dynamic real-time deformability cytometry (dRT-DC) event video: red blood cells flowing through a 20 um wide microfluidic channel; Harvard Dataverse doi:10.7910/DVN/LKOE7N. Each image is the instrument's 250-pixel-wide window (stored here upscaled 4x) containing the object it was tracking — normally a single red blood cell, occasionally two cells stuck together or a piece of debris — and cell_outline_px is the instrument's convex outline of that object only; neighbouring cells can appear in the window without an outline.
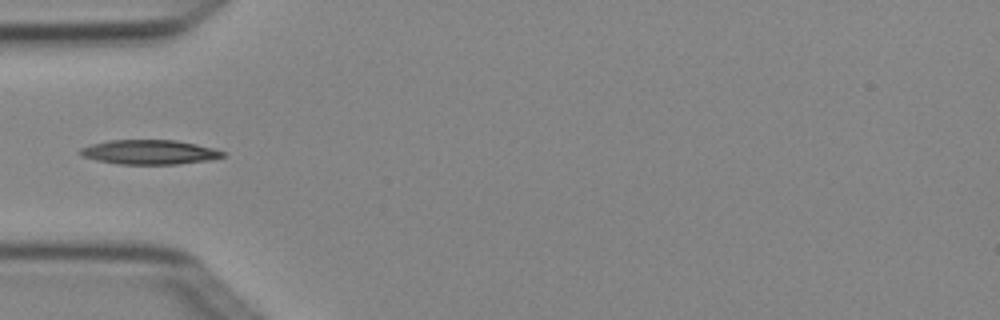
{"species": "Egyptian fruit bat (a non-hibernating species)", "species_latin": "Rousettus aegyptiacus", "temperature_condition": "cold", "stored_images_in_passage": 3, "camera_frame_rate_fps": 3000, "um_per_image_px": 0.085, "animal": {"sex": "female"}, "frame": {"image": 1, "passage_image": 3, "time_ms": 0.667, "image_size_px": [1000, 320], "cell_outline_px": [[224, 156], [208, 160], [176, 164], [120, 164], [96, 160], [80, 156], [80, 148], [92, 144], [108, 140], [176, 140], [196, 144], [212, 148], [224, 152]], "centroid_in_image_um": [12.66, 12.93], "position_along_channel_um": 72.3, "area_um2": 20.17}}